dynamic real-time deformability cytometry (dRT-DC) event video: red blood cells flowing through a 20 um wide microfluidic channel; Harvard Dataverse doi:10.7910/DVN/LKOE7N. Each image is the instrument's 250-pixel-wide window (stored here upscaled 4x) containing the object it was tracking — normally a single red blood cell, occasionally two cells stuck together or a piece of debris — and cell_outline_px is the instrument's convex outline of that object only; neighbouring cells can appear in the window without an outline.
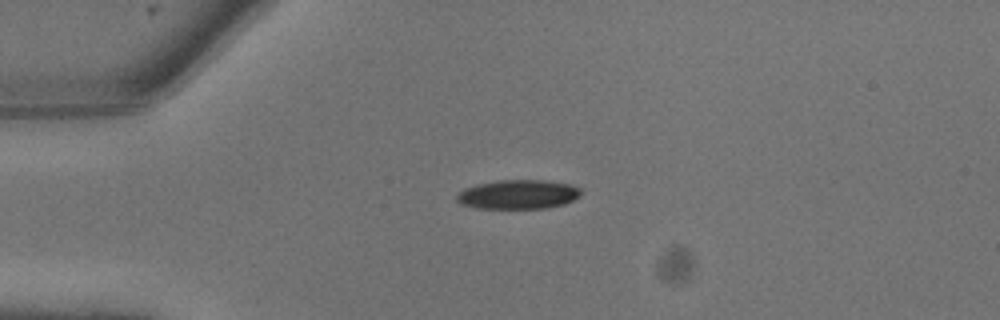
{"species": "common noctule bat (a hibernating species)", "species_latin": "Nyctalus noctula", "temperature_condition": "warm", "stored_images_in_passage": 4, "camera_frame_rate_fps": 3000, "um_per_image_px": 0.085, "animal": {"sex": "male", "body_mass_g": 13.3}, "frame": {"image": 1, "passage_image": 1, "time_ms": 0.0, "image_size_px": [1000, 320], "cell_outline_px": [[580, 196], [564, 204], [548, 208], [476, 208], [460, 204], [456, 200], [456, 196], [464, 188], [476, 184], [500, 180], [544, 180], [568, 184], [580, 188]], "centroid_in_image_um": [44.01, 16.53], "position_along_channel_um": 41.0, "area_um2": 21.1}}